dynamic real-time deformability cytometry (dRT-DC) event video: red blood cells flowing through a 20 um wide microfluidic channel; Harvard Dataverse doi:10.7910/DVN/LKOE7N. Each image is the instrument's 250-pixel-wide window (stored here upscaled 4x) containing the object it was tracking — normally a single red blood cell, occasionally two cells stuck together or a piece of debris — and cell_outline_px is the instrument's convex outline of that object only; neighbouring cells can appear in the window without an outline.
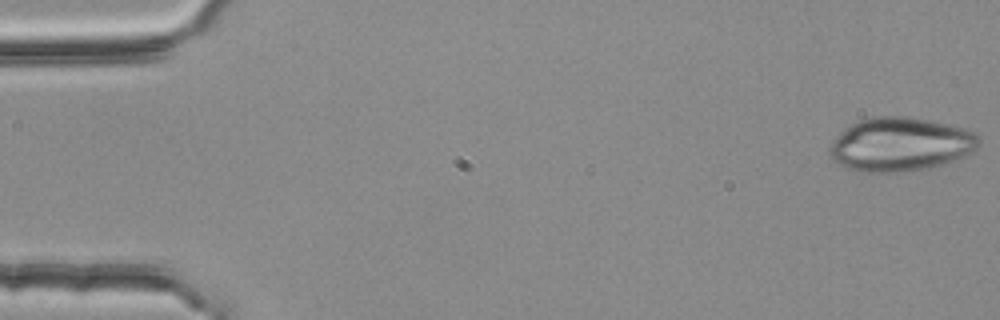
{"species": "common noctule bat (a hibernating species)", "species_latin": "Nyctalus noctula", "temperature_condition": "room temperature", "stored_images_in_passage": 4, "camera_frame_rate_fps": 3000, "um_per_image_px": 0.085, "animal": {"sex": "female", "body_mass_g": 25.1}, "frame": {"image": 1, "passage_image": 1, "time_ms": 0.0, "image_size_px": [1000, 320], "cell_outline_px": [[980, 140], [976, 148], [972, 152], [964, 156], [928, 168], [900, 172], [856, 172], [844, 168], [828, 156], [828, 148], [836, 136], [844, 128], [860, 120], [876, 116], [908, 116], [948, 124], [964, 128], [976, 132]], "centroid_in_image_um": [76.48, 12.27], "position_along_channel_um": 8.5, "area_um2": 46.99}}